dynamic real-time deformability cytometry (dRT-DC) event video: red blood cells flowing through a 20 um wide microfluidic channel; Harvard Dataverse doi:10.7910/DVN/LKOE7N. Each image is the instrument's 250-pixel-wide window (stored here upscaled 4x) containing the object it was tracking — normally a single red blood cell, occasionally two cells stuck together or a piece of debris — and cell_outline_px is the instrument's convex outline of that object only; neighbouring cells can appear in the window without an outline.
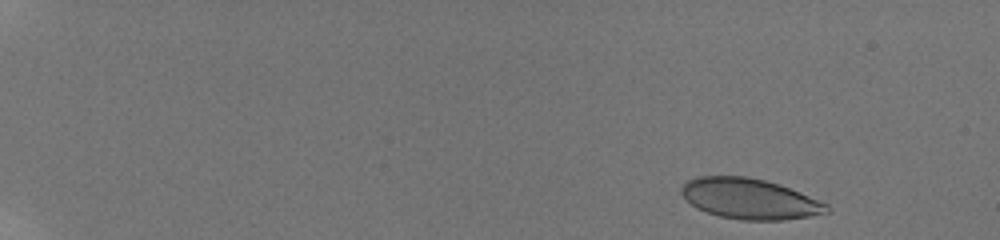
{"species": "human", "species_latin": "Homo sapiens", "temperature_condition": "room temperature", "stored_images_in_passage": 9, "camera_frame_rate_fps": 3000, "um_per_image_px": 0.085, "donor": {"sex": "male"}, "frame": {"image": 1, "passage_image": 1, "time_ms": 0.0, "image_size_px": [1000, 240], "cell_outline_px": [[832, 212], [784, 220], [740, 220], [720, 216], [696, 208], [680, 192], [680, 188], [688, 180], [700, 176], [748, 176], [780, 184], [828, 204]], "centroid_in_image_um": [63.74, 16.9], "position_along_channel_um": 21.3, "area_um2": 34.22}}
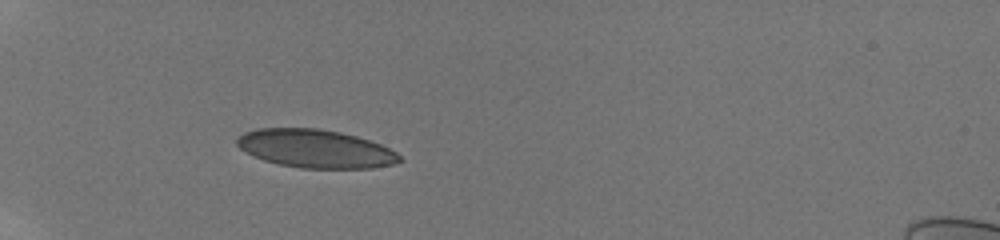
{"frame": {"image": 2, "passage_image": 7, "time_ms": 4.667, "image_size_px": [1000, 240], "cell_outline_px": [[404, 160], [392, 164], [372, 168], [300, 168], [280, 164], [264, 160], [252, 156], [240, 148], [236, 144], [236, 140], [244, 132], [256, 128], [320, 128], [340, 132], [356, 136], [380, 144], [396, 152]], "centroid_in_image_um": [26.8, 12.63], "position_along_channel_um": 58.2, "area_um2": 36.24}}
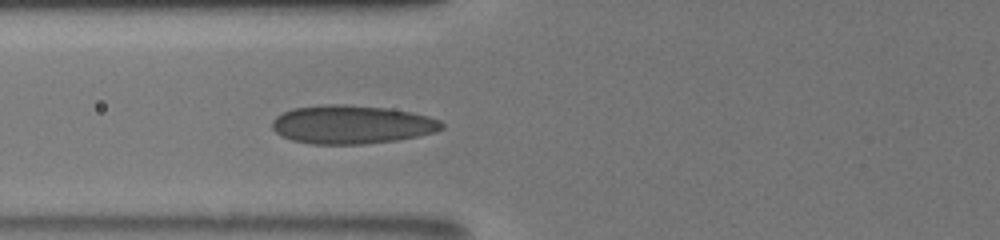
{"frame": {"image": 3, "passage_image": 9, "time_ms": 6.333, "image_size_px": [1000, 240], "cell_outline_px": [[444, 128], [436, 132], [396, 140], [364, 144], [312, 144], [292, 140], [280, 136], [272, 128], [272, 120], [276, 116], [292, 108], [324, 104], [344, 104], [388, 108], [412, 112], [428, 116], [440, 120], [444, 124]], "centroid_in_image_um": [29.89, 10.58], "position_along_channel_um": 95.9, "area_um2": 38.26}}